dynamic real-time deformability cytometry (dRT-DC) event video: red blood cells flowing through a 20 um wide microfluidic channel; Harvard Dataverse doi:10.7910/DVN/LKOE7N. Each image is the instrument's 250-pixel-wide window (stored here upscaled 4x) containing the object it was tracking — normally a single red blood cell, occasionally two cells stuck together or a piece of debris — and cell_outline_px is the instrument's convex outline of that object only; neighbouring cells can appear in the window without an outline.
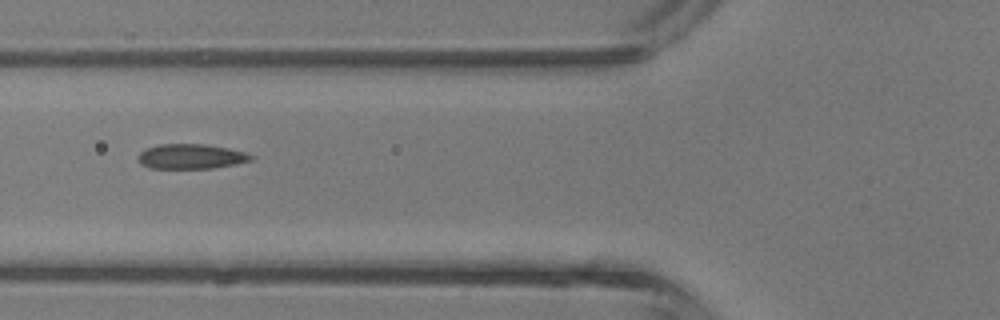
{"species": "common noctule bat (a hibernating species)", "species_latin": "Nyctalus noctula", "temperature_condition": "room temperature", "stored_images_in_passage": 2, "camera_frame_rate_fps": 3000, "um_per_image_px": 0.085, "animal": {"sex": "male", "body_mass_g": 13.3}, "frame": {"image": 1, "passage_image": 2, "time_ms": 1.0, "image_size_px": [1000, 320], "cell_outline_px": [[256, 156], [252, 160], [236, 164], [212, 168], [148, 168], [140, 164], [136, 156], [144, 148], [160, 144], [204, 144], [228, 148], [244, 152]], "centroid_in_image_um": [16.2, 13.3], "position_along_channel_um": 109.6, "area_um2": 16.53}}